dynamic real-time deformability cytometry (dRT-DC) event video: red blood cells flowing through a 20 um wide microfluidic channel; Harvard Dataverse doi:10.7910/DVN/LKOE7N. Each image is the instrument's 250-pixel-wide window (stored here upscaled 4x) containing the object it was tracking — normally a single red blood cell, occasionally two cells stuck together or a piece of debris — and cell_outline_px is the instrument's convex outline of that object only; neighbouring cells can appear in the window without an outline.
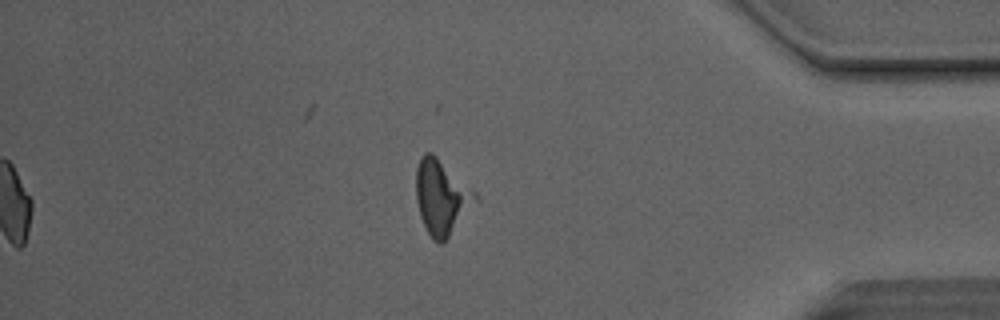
{"species": "Egyptian fruit bat (a non-hibernating species)", "species_latin": "Rousettus aegyptiacus", "temperature_condition": "room temperature", "stored_images_in_passage": 42, "camera_frame_rate_fps": 3000, "um_per_image_px": 0.085, "animal": {"sex": "male"}, "frame": {"image": 1, "passage_image": 42, "time_ms": 13.667, "image_size_px": [1000, 320], "cell_outline_px": [[480, 200], [444, 244], [440, 244], [432, 240], [420, 216], [416, 200], [416, 168], [420, 156], [424, 152], [432, 152], [476, 192]], "centroid_in_image_um": [37.56, 16.79], "position_along_channel_um": 397.6, "area_um2": 26.3}}